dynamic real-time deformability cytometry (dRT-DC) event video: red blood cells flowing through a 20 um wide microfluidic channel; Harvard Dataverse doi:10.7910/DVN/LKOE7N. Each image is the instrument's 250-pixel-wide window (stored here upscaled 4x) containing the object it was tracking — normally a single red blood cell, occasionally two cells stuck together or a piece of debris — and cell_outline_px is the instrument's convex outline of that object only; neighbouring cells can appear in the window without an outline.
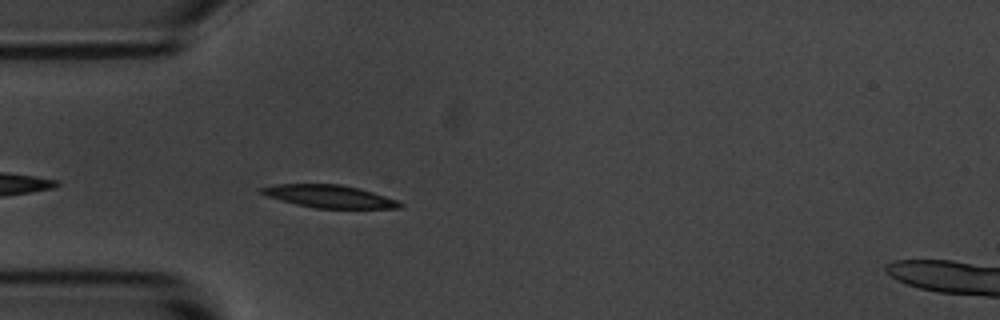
{"species": "common noctule bat (a hibernating species)", "species_latin": "Nyctalus noctula", "temperature_condition": "room temperature", "stored_images_in_passage": 4, "camera_frame_rate_fps": 3000, "um_per_image_px": 0.085, "animal": {"sex": "male", "body_mass_g": 20.1, "forearm_length_mm": 53.5}, "frame": {"image": 1, "passage_image": 4, "time_ms": 3.667, "image_size_px": [1000, 320], "cell_outline_px": [[404, 204], [400, 208], [316, 208], [296, 204], [280, 200], [268, 196], [260, 192], [260, 188], [276, 184], [340, 184], [372, 192], [396, 200]], "centroid_in_image_um": [27.97, 16.69], "position_along_channel_um": 57.0, "area_um2": 17.98}}